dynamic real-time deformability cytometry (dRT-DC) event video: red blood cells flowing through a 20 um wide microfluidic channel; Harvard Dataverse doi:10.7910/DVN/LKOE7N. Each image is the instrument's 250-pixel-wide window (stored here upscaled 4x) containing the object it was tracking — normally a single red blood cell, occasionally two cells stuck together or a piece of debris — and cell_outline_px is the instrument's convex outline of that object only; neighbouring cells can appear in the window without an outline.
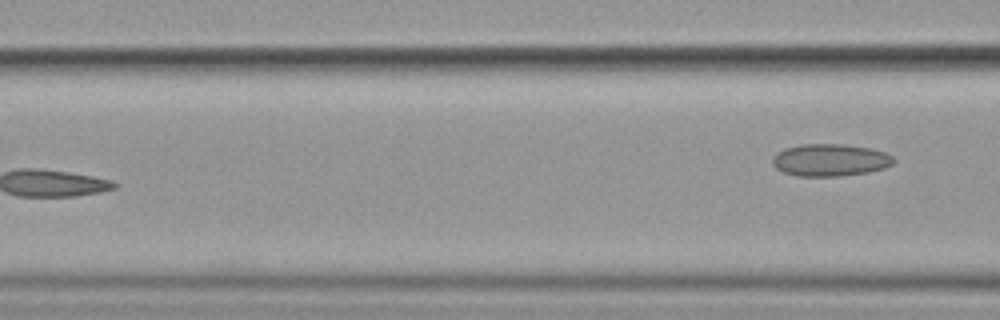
{"species": "common noctule bat (a hibernating species)", "species_latin": "Nyctalus noctula", "temperature_condition": "cold", "stored_images_in_passage": 7, "camera_frame_rate_fps": 3000, "um_per_image_px": 0.085, "animal": {"sex": "female", "body_mass_g": 19.9}, "frame": {"image": 1, "passage_image": 7, "time_ms": 8.0, "image_size_px": [1000, 320], "cell_outline_px": [[896, 160], [892, 164], [884, 168], [868, 172], [840, 176], [796, 176], [784, 172], [776, 168], [772, 164], [772, 156], [776, 152], [784, 148], [800, 144], [844, 144], [872, 148], [884, 152], [892, 156]], "centroid_in_image_um": [70.54, 13.59], "position_along_channel_um": 96.1, "area_um2": 23.0}}